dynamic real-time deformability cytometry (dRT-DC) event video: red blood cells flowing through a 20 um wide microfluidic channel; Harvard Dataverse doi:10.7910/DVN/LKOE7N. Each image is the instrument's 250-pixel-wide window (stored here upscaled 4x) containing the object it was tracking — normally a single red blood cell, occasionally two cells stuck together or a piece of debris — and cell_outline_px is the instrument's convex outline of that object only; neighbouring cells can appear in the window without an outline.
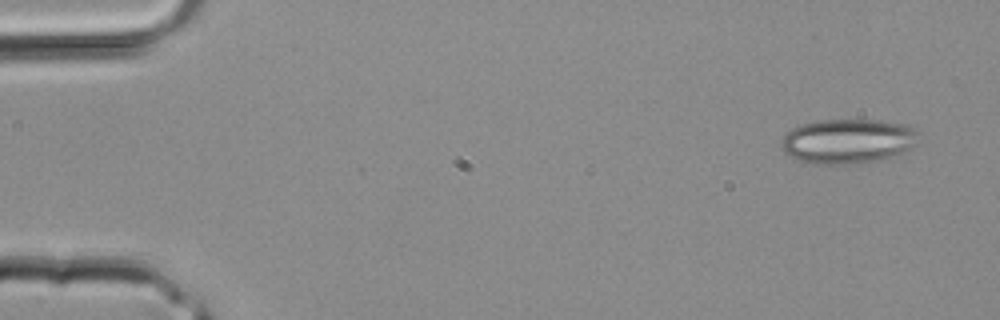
{"species": "common noctule bat (a hibernating species)", "species_latin": "Nyctalus noctula", "temperature_condition": "room temperature", "stored_images_in_passage": 3, "camera_frame_rate_fps": 3000, "um_per_image_px": 0.085, "animal": {"sex": "male", "body_mass_g": 20.4}, "frame": {"image": 1, "passage_image": 3, "time_ms": 0.667, "image_size_px": [1000, 320], "cell_outline_px": [[920, 144], [896, 156], [880, 160], [856, 164], [816, 164], [800, 160], [784, 152], [780, 144], [784, 136], [792, 128], [800, 124], [820, 120], [880, 120], [904, 124], [916, 128]], "centroid_in_image_um": [72.14, 12.0], "position_along_channel_um": 12.9, "area_um2": 36.18}}